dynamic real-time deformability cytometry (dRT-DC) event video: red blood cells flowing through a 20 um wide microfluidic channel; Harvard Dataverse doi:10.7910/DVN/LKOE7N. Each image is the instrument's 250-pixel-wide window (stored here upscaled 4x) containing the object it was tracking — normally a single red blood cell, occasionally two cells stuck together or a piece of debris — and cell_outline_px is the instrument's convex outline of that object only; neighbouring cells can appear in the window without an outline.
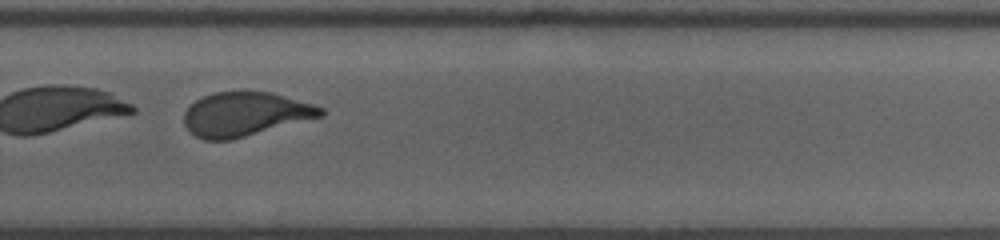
{"species": "human", "species_latin": "Homo sapiens", "temperature_condition": "room temperature", "stored_images_in_passage": 31, "camera_frame_rate_fps": 3000, "um_per_image_px": 0.085, "donor": {"sex": "male"}, "frame": {"image": 1, "passage_image": 22, "time_ms": 7.0, "image_size_px": [1000, 240], "cell_outline_px": [[324, 116], [228, 140], [204, 140], [188, 132], [184, 124], [184, 112], [196, 100], [204, 96], [216, 92], [244, 88], [272, 92], [312, 104], [324, 108]], "centroid_in_image_um": [20.82, 9.66], "position_along_channel_um": 309.0, "area_um2": 35.55}, "authors_computed_cell_mechanics": {"area_um2": 36.3562, "velocity_mm_per_s": 3.7386, "shape_relaxation_time_tau1_ms": 2.0549, "shape_relaxation_time_tau2_ms": 1.1128, "deformation_change_tau1": 0.3157, "deformation_change_tau2": 0.0935}}